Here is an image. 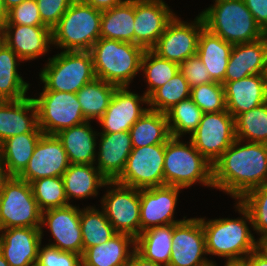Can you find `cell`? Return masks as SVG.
Here are the masks:
<instances>
[{"mask_svg":"<svg viewBox=\"0 0 267 266\" xmlns=\"http://www.w3.org/2000/svg\"><path fill=\"white\" fill-rule=\"evenodd\" d=\"M212 182L236 201L266 184L267 144L236 139L212 164Z\"/></svg>","mask_w":267,"mask_h":266,"instance_id":"obj_1","label":"cell"},{"mask_svg":"<svg viewBox=\"0 0 267 266\" xmlns=\"http://www.w3.org/2000/svg\"><path fill=\"white\" fill-rule=\"evenodd\" d=\"M234 208L242 217L207 221L205 217L200 218L207 256L215 255L226 259L225 261H241L256 250L257 239L250 230L253 224L249 211L239 201H236Z\"/></svg>","mask_w":267,"mask_h":266,"instance_id":"obj_2","label":"cell"},{"mask_svg":"<svg viewBox=\"0 0 267 266\" xmlns=\"http://www.w3.org/2000/svg\"><path fill=\"white\" fill-rule=\"evenodd\" d=\"M144 52L137 44L100 37L90 49L96 78L117 87H130L141 69Z\"/></svg>","mask_w":267,"mask_h":266,"instance_id":"obj_3","label":"cell"},{"mask_svg":"<svg viewBox=\"0 0 267 266\" xmlns=\"http://www.w3.org/2000/svg\"><path fill=\"white\" fill-rule=\"evenodd\" d=\"M199 13L205 28L231 44L256 41L266 35L243 0H213Z\"/></svg>","mask_w":267,"mask_h":266,"instance_id":"obj_4","label":"cell"},{"mask_svg":"<svg viewBox=\"0 0 267 266\" xmlns=\"http://www.w3.org/2000/svg\"><path fill=\"white\" fill-rule=\"evenodd\" d=\"M180 139L171 137L165 143L164 185L187 189L198 182L213 189L212 164L190 140Z\"/></svg>","mask_w":267,"mask_h":266,"instance_id":"obj_5","label":"cell"},{"mask_svg":"<svg viewBox=\"0 0 267 266\" xmlns=\"http://www.w3.org/2000/svg\"><path fill=\"white\" fill-rule=\"evenodd\" d=\"M102 11L75 0L52 28L53 45L62 51H90L100 38Z\"/></svg>","mask_w":267,"mask_h":266,"instance_id":"obj_6","label":"cell"},{"mask_svg":"<svg viewBox=\"0 0 267 266\" xmlns=\"http://www.w3.org/2000/svg\"><path fill=\"white\" fill-rule=\"evenodd\" d=\"M96 78L90 51H61L40 70L43 90L77 93Z\"/></svg>","mask_w":267,"mask_h":266,"instance_id":"obj_7","label":"cell"},{"mask_svg":"<svg viewBox=\"0 0 267 266\" xmlns=\"http://www.w3.org/2000/svg\"><path fill=\"white\" fill-rule=\"evenodd\" d=\"M42 211L31 185L12 176L0 194V230L12 227H41Z\"/></svg>","mask_w":267,"mask_h":266,"instance_id":"obj_8","label":"cell"},{"mask_svg":"<svg viewBox=\"0 0 267 266\" xmlns=\"http://www.w3.org/2000/svg\"><path fill=\"white\" fill-rule=\"evenodd\" d=\"M35 96L38 126L43 134L56 135L59 131L86 121L76 93L42 90Z\"/></svg>","mask_w":267,"mask_h":266,"instance_id":"obj_9","label":"cell"},{"mask_svg":"<svg viewBox=\"0 0 267 266\" xmlns=\"http://www.w3.org/2000/svg\"><path fill=\"white\" fill-rule=\"evenodd\" d=\"M109 188L101 197V208L114 230L125 233L135 239L141 233L140 190L108 181L104 188Z\"/></svg>","mask_w":267,"mask_h":266,"instance_id":"obj_10","label":"cell"},{"mask_svg":"<svg viewBox=\"0 0 267 266\" xmlns=\"http://www.w3.org/2000/svg\"><path fill=\"white\" fill-rule=\"evenodd\" d=\"M165 144L133 147L117 183L136 189L164 185Z\"/></svg>","mask_w":267,"mask_h":266,"instance_id":"obj_11","label":"cell"},{"mask_svg":"<svg viewBox=\"0 0 267 266\" xmlns=\"http://www.w3.org/2000/svg\"><path fill=\"white\" fill-rule=\"evenodd\" d=\"M189 137L195 148L213 164L236 140L235 119L227 110L203 113Z\"/></svg>","mask_w":267,"mask_h":266,"instance_id":"obj_12","label":"cell"},{"mask_svg":"<svg viewBox=\"0 0 267 266\" xmlns=\"http://www.w3.org/2000/svg\"><path fill=\"white\" fill-rule=\"evenodd\" d=\"M204 28L200 14L189 23L175 15L151 50L160 58L180 65L187 58L196 55L199 36Z\"/></svg>","mask_w":267,"mask_h":266,"instance_id":"obj_13","label":"cell"},{"mask_svg":"<svg viewBox=\"0 0 267 266\" xmlns=\"http://www.w3.org/2000/svg\"><path fill=\"white\" fill-rule=\"evenodd\" d=\"M206 252L205 234L200 218L173 224L172 251L168 266H212Z\"/></svg>","mask_w":267,"mask_h":266,"instance_id":"obj_14","label":"cell"},{"mask_svg":"<svg viewBox=\"0 0 267 266\" xmlns=\"http://www.w3.org/2000/svg\"><path fill=\"white\" fill-rule=\"evenodd\" d=\"M50 231L53 242L47 245L58 248L61 251L74 252L82 256L83 240L80 225L79 206L70 204L65 207L52 208L42 212L41 236L43 239V227Z\"/></svg>","mask_w":267,"mask_h":266,"instance_id":"obj_15","label":"cell"},{"mask_svg":"<svg viewBox=\"0 0 267 266\" xmlns=\"http://www.w3.org/2000/svg\"><path fill=\"white\" fill-rule=\"evenodd\" d=\"M183 188L163 185L140 189V224L141 232L158 226L177 224L185 220H175L178 194Z\"/></svg>","mask_w":267,"mask_h":266,"instance_id":"obj_16","label":"cell"},{"mask_svg":"<svg viewBox=\"0 0 267 266\" xmlns=\"http://www.w3.org/2000/svg\"><path fill=\"white\" fill-rule=\"evenodd\" d=\"M129 87H117L108 108L97 121L101 126L98 133H116L129 131L133 124L149 109L141 105L149 104L148 97L142 96Z\"/></svg>","mask_w":267,"mask_h":266,"instance_id":"obj_17","label":"cell"},{"mask_svg":"<svg viewBox=\"0 0 267 266\" xmlns=\"http://www.w3.org/2000/svg\"><path fill=\"white\" fill-rule=\"evenodd\" d=\"M69 165L67 153L57 136L43 134L27 167L18 177L29 184L45 177H62Z\"/></svg>","mask_w":267,"mask_h":266,"instance_id":"obj_18","label":"cell"},{"mask_svg":"<svg viewBox=\"0 0 267 266\" xmlns=\"http://www.w3.org/2000/svg\"><path fill=\"white\" fill-rule=\"evenodd\" d=\"M164 0H135L134 44L151 50L176 15Z\"/></svg>","mask_w":267,"mask_h":266,"instance_id":"obj_19","label":"cell"},{"mask_svg":"<svg viewBox=\"0 0 267 266\" xmlns=\"http://www.w3.org/2000/svg\"><path fill=\"white\" fill-rule=\"evenodd\" d=\"M3 42L24 61H33L50 50L52 29L47 26L3 24Z\"/></svg>","mask_w":267,"mask_h":266,"instance_id":"obj_20","label":"cell"},{"mask_svg":"<svg viewBox=\"0 0 267 266\" xmlns=\"http://www.w3.org/2000/svg\"><path fill=\"white\" fill-rule=\"evenodd\" d=\"M41 244L40 228L12 227L0 230V252L9 266H36Z\"/></svg>","mask_w":267,"mask_h":266,"instance_id":"obj_21","label":"cell"},{"mask_svg":"<svg viewBox=\"0 0 267 266\" xmlns=\"http://www.w3.org/2000/svg\"><path fill=\"white\" fill-rule=\"evenodd\" d=\"M256 74H267V34L253 42L233 45L222 84Z\"/></svg>","mask_w":267,"mask_h":266,"instance_id":"obj_22","label":"cell"},{"mask_svg":"<svg viewBox=\"0 0 267 266\" xmlns=\"http://www.w3.org/2000/svg\"><path fill=\"white\" fill-rule=\"evenodd\" d=\"M97 150L94 165L99 172L108 180L115 181L127 163V159L133 149L129 131L116 133H98Z\"/></svg>","mask_w":267,"mask_h":266,"instance_id":"obj_23","label":"cell"},{"mask_svg":"<svg viewBox=\"0 0 267 266\" xmlns=\"http://www.w3.org/2000/svg\"><path fill=\"white\" fill-rule=\"evenodd\" d=\"M226 110L234 119L267 102V74H256L224 85Z\"/></svg>","mask_w":267,"mask_h":266,"instance_id":"obj_24","label":"cell"},{"mask_svg":"<svg viewBox=\"0 0 267 266\" xmlns=\"http://www.w3.org/2000/svg\"><path fill=\"white\" fill-rule=\"evenodd\" d=\"M42 132L33 97L16 101H0V144L19 134Z\"/></svg>","mask_w":267,"mask_h":266,"instance_id":"obj_25","label":"cell"},{"mask_svg":"<svg viewBox=\"0 0 267 266\" xmlns=\"http://www.w3.org/2000/svg\"><path fill=\"white\" fill-rule=\"evenodd\" d=\"M90 122L85 121L56 134L70 164H94L96 161L98 133L93 130Z\"/></svg>","mask_w":267,"mask_h":266,"instance_id":"obj_26","label":"cell"},{"mask_svg":"<svg viewBox=\"0 0 267 266\" xmlns=\"http://www.w3.org/2000/svg\"><path fill=\"white\" fill-rule=\"evenodd\" d=\"M134 251L135 238L117 233L107 242L87 248L81 256L82 266H126Z\"/></svg>","mask_w":267,"mask_h":266,"instance_id":"obj_27","label":"cell"},{"mask_svg":"<svg viewBox=\"0 0 267 266\" xmlns=\"http://www.w3.org/2000/svg\"><path fill=\"white\" fill-rule=\"evenodd\" d=\"M62 178L65 195L70 204L72 198L82 200L97 197L101 187H105L108 182L94 164H70Z\"/></svg>","mask_w":267,"mask_h":266,"instance_id":"obj_28","label":"cell"},{"mask_svg":"<svg viewBox=\"0 0 267 266\" xmlns=\"http://www.w3.org/2000/svg\"><path fill=\"white\" fill-rule=\"evenodd\" d=\"M232 48L233 44L210 33L206 28L200 33L196 54L205 65L213 81L219 83L224 81Z\"/></svg>","mask_w":267,"mask_h":266,"instance_id":"obj_29","label":"cell"},{"mask_svg":"<svg viewBox=\"0 0 267 266\" xmlns=\"http://www.w3.org/2000/svg\"><path fill=\"white\" fill-rule=\"evenodd\" d=\"M135 0L102 11L100 37L134 43Z\"/></svg>","mask_w":267,"mask_h":266,"instance_id":"obj_30","label":"cell"},{"mask_svg":"<svg viewBox=\"0 0 267 266\" xmlns=\"http://www.w3.org/2000/svg\"><path fill=\"white\" fill-rule=\"evenodd\" d=\"M23 62L4 42L0 45V100L16 101L27 97L29 83L25 82L17 67Z\"/></svg>","mask_w":267,"mask_h":266,"instance_id":"obj_31","label":"cell"},{"mask_svg":"<svg viewBox=\"0 0 267 266\" xmlns=\"http://www.w3.org/2000/svg\"><path fill=\"white\" fill-rule=\"evenodd\" d=\"M43 132L13 136L0 144V158L12 176H19L27 167Z\"/></svg>","mask_w":267,"mask_h":266,"instance_id":"obj_32","label":"cell"},{"mask_svg":"<svg viewBox=\"0 0 267 266\" xmlns=\"http://www.w3.org/2000/svg\"><path fill=\"white\" fill-rule=\"evenodd\" d=\"M173 224L149 228L135 239V250L145 259L168 266L172 251Z\"/></svg>","mask_w":267,"mask_h":266,"instance_id":"obj_33","label":"cell"},{"mask_svg":"<svg viewBox=\"0 0 267 266\" xmlns=\"http://www.w3.org/2000/svg\"><path fill=\"white\" fill-rule=\"evenodd\" d=\"M132 146L165 144L171 134L166 114L148 109L129 130Z\"/></svg>","mask_w":267,"mask_h":266,"instance_id":"obj_34","label":"cell"},{"mask_svg":"<svg viewBox=\"0 0 267 266\" xmlns=\"http://www.w3.org/2000/svg\"><path fill=\"white\" fill-rule=\"evenodd\" d=\"M116 88L107 81L95 78L76 93L86 121H98L102 117Z\"/></svg>","mask_w":267,"mask_h":266,"instance_id":"obj_35","label":"cell"},{"mask_svg":"<svg viewBox=\"0 0 267 266\" xmlns=\"http://www.w3.org/2000/svg\"><path fill=\"white\" fill-rule=\"evenodd\" d=\"M80 225L83 240V252L90 247L110 240L117 232L107 219L103 209L94 206L80 208Z\"/></svg>","mask_w":267,"mask_h":266,"instance_id":"obj_36","label":"cell"},{"mask_svg":"<svg viewBox=\"0 0 267 266\" xmlns=\"http://www.w3.org/2000/svg\"><path fill=\"white\" fill-rule=\"evenodd\" d=\"M171 137L191 135L198 127L203 111L191 98L180 101L165 112Z\"/></svg>","mask_w":267,"mask_h":266,"instance_id":"obj_37","label":"cell"},{"mask_svg":"<svg viewBox=\"0 0 267 266\" xmlns=\"http://www.w3.org/2000/svg\"><path fill=\"white\" fill-rule=\"evenodd\" d=\"M236 139L267 144V102L235 118Z\"/></svg>","mask_w":267,"mask_h":266,"instance_id":"obj_38","label":"cell"},{"mask_svg":"<svg viewBox=\"0 0 267 266\" xmlns=\"http://www.w3.org/2000/svg\"><path fill=\"white\" fill-rule=\"evenodd\" d=\"M144 79L147 83V90L144 94L149 97L157 88L164 85L168 80L175 76L179 71V65L160 58L152 50H145L142 60L141 69Z\"/></svg>","mask_w":267,"mask_h":266,"instance_id":"obj_39","label":"cell"},{"mask_svg":"<svg viewBox=\"0 0 267 266\" xmlns=\"http://www.w3.org/2000/svg\"><path fill=\"white\" fill-rule=\"evenodd\" d=\"M190 92L191 88L188 82L182 73L178 71L174 77L157 88L148 97V108L165 113L175 104L190 98Z\"/></svg>","mask_w":267,"mask_h":266,"instance_id":"obj_40","label":"cell"},{"mask_svg":"<svg viewBox=\"0 0 267 266\" xmlns=\"http://www.w3.org/2000/svg\"><path fill=\"white\" fill-rule=\"evenodd\" d=\"M30 185L33 191V196L42 212L48 209L70 205L65 195L64 181L62 177H45L36 179L32 181Z\"/></svg>","mask_w":267,"mask_h":266,"instance_id":"obj_41","label":"cell"},{"mask_svg":"<svg viewBox=\"0 0 267 266\" xmlns=\"http://www.w3.org/2000/svg\"><path fill=\"white\" fill-rule=\"evenodd\" d=\"M250 213L253 231L267 236V183L252 189L238 200Z\"/></svg>","mask_w":267,"mask_h":266,"instance_id":"obj_42","label":"cell"},{"mask_svg":"<svg viewBox=\"0 0 267 266\" xmlns=\"http://www.w3.org/2000/svg\"><path fill=\"white\" fill-rule=\"evenodd\" d=\"M190 98L203 113H216L226 110L224 85L209 82L191 88Z\"/></svg>","mask_w":267,"mask_h":266,"instance_id":"obj_43","label":"cell"},{"mask_svg":"<svg viewBox=\"0 0 267 266\" xmlns=\"http://www.w3.org/2000/svg\"><path fill=\"white\" fill-rule=\"evenodd\" d=\"M4 24L46 26L40 17L36 0H25L8 10Z\"/></svg>","mask_w":267,"mask_h":266,"instance_id":"obj_44","label":"cell"},{"mask_svg":"<svg viewBox=\"0 0 267 266\" xmlns=\"http://www.w3.org/2000/svg\"><path fill=\"white\" fill-rule=\"evenodd\" d=\"M36 266H82L81 255L41 244Z\"/></svg>","mask_w":267,"mask_h":266,"instance_id":"obj_45","label":"cell"},{"mask_svg":"<svg viewBox=\"0 0 267 266\" xmlns=\"http://www.w3.org/2000/svg\"><path fill=\"white\" fill-rule=\"evenodd\" d=\"M179 71L185 77L190 88H194L209 82H214L197 54L187 58L184 62H182L179 65Z\"/></svg>","mask_w":267,"mask_h":266,"instance_id":"obj_46","label":"cell"},{"mask_svg":"<svg viewBox=\"0 0 267 266\" xmlns=\"http://www.w3.org/2000/svg\"><path fill=\"white\" fill-rule=\"evenodd\" d=\"M75 0H36L42 22L53 28Z\"/></svg>","mask_w":267,"mask_h":266,"instance_id":"obj_47","label":"cell"},{"mask_svg":"<svg viewBox=\"0 0 267 266\" xmlns=\"http://www.w3.org/2000/svg\"><path fill=\"white\" fill-rule=\"evenodd\" d=\"M256 23L267 34V0H243Z\"/></svg>","mask_w":267,"mask_h":266,"instance_id":"obj_48","label":"cell"},{"mask_svg":"<svg viewBox=\"0 0 267 266\" xmlns=\"http://www.w3.org/2000/svg\"><path fill=\"white\" fill-rule=\"evenodd\" d=\"M94 7L97 10L105 11L119 5L123 0H77Z\"/></svg>","mask_w":267,"mask_h":266,"instance_id":"obj_49","label":"cell"},{"mask_svg":"<svg viewBox=\"0 0 267 266\" xmlns=\"http://www.w3.org/2000/svg\"><path fill=\"white\" fill-rule=\"evenodd\" d=\"M126 266H162L161 264L145 259L136 250L132 253Z\"/></svg>","mask_w":267,"mask_h":266,"instance_id":"obj_50","label":"cell"},{"mask_svg":"<svg viewBox=\"0 0 267 266\" xmlns=\"http://www.w3.org/2000/svg\"><path fill=\"white\" fill-rule=\"evenodd\" d=\"M248 266H267V260L256 250L251 252L245 259Z\"/></svg>","mask_w":267,"mask_h":266,"instance_id":"obj_51","label":"cell"},{"mask_svg":"<svg viewBox=\"0 0 267 266\" xmlns=\"http://www.w3.org/2000/svg\"><path fill=\"white\" fill-rule=\"evenodd\" d=\"M11 177L12 175L9 173L8 169L5 167L0 158V194Z\"/></svg>","mask_w":267,"mask_h":266,"instance_id":"obj_52","label":"cell"},{"mask_svg":"<svg viewBox=\"0 0 267 266\" xmlns=\"http://www.w3.org/2000/svg\"><path fill=\"white\" fill-rule=\"evenodd\" d=\"M256 251L267 260V236L257 239Z\"/></svg>","mask_w":267,"mask_h":266,"instance_id":"obj_53","label":"cell"},{"mask_svg":"<svg viewBox=\"0 0 267 266\" xmlns=\"http://www.w3.org/2000/svg\"><path fill=\"white\" fill-rule=\"evenodd\" d=\"M25 0H3L4 9L7 12L14 6L20 5Z\"/></svg>","mask_w":267,"mask_h":266,"instance_id":"obj_54","label":"cell"},{"mask_svg":"<svg viewBox=\"0 0 267 266\" xmlns=\"http://www.w3.org/2000/svg\"><path fill=\"white\" fill-rule=\"evenodd\" d=\"M212 266H217V263L214 261L212 263ZM224 266H248L247 262L245 260L241 261H226Z\"/></svg>","mask_w":267,"mask_h":266,"instance_id":"obj_55","label":"cell"},{"mask_svg":"<svg viewBox=\"0 0 267 266\" xmlns=\"http://www.w3.org/2000/svg\"><path fill=\"white\" fill-rule=\"evenodd\" d=\"M6 11L4 9L3 0H0V29H2V26L6 19Z\"/></svg>","mask_w":267,"mask_h":266,"instance_id":"obj_56","label":"cell"},{"mask_svg":"<svg viewBox=\"0 0 267 266\" xmlns=\"http://www.w3.org/2000/svg\"><path fill=\"white\" fill-rule=\"evenodd\" d=\"M0 266H9V263L5 260L1 252H0Z\"/></svg>","mask_w":267,"mask_h":266,"instance_id":"obj_57","label":"cell"},{"mask_svg":"<svg viewBox=\"0 0 267 266\" xmlns=\"http://www.w3.org/2000/svg\"><path fill=\"white\" fill-rule=\"evenodd\" d=\"M3 42V33H2V29H0V45Z\"/></svg>","mask_w":267,"mask_h":266,"instance_id":"obj_58","label":"cell"}]
</instances>
